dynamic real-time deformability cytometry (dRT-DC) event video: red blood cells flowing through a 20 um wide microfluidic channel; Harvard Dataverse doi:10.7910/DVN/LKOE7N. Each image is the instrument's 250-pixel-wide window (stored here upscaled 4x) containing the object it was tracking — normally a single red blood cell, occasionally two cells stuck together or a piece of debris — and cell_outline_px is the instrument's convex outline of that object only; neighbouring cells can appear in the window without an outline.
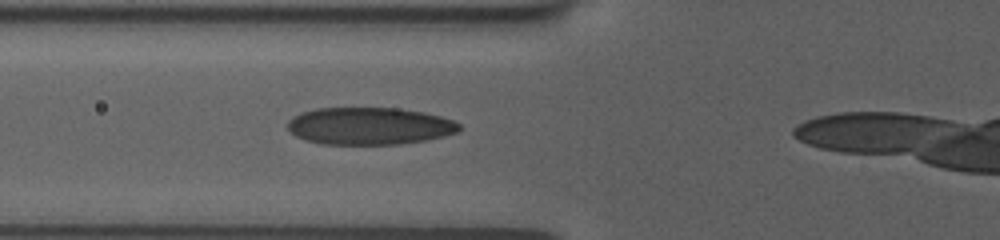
{"species": "human", "species_latin": "Homo sapiens", "temperature_condition": "room temperature", "stored_images_in_passage": 37, "camera_frame_rate_fps": 3000, "um_per_image_px": 0.085, "donor": {"sex": "female"}, "frame": {"image": 1, "passage_image": 10, "time_ms": 3.0, "image_size_px": [1000, 240], "cell_outline_px": [[460, 132], [444, 136], [424, 140], [400, 144], [320, 144], [304, 140], [296, 136], [288, 128], [288, 120], [292, 116], [300, 112], [316, 108], [396, 108], [424, 112], [440, 116], [452, 120], [460, 124]], "centroid_in_image_um": [31.38, 10.71], "position_along_channel_um": 94.4, "area_um2": 37.45}}
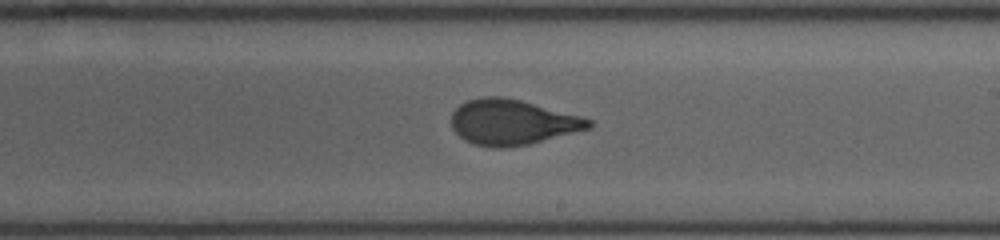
{"frame": {"image": 2, "passage_image": 22, "time_ms": 7.0, "image_size_px": [1000, 240], "cell_outline_px": [[592, 128], [528, 144], [504, 148], [492, 148], [472, 144], [464, 140], [452, 128], [452, 112], [460, 104], [468, 100], [480, 96], [504, 96], [520, 100], [580, 116], [592, 120]], "centroid_in_image_um": [43.51, 10.39], "position_along_channel_um": 245.5, "area_um2": 36.3}}
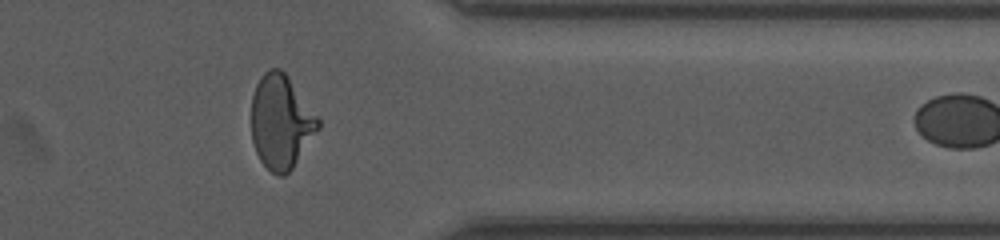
{"frame": {"image": 3, "passage_image": 34, "time_ms": 11.0, "image_size_px": [1000, 240], "cell_outline_px": [[320, 128], [292, 168], [284, 176], [276, 176], [260, 160], [256, 152], [252, 140], [252, 96], [256, 84], [264, 72], [268, 68], [280, 68], [288, 76], [320, 120]], "centroid_in_image_um": [23.88, 10.35], "position_along_channel_um": 387.5, "area_um2": 36.36}}